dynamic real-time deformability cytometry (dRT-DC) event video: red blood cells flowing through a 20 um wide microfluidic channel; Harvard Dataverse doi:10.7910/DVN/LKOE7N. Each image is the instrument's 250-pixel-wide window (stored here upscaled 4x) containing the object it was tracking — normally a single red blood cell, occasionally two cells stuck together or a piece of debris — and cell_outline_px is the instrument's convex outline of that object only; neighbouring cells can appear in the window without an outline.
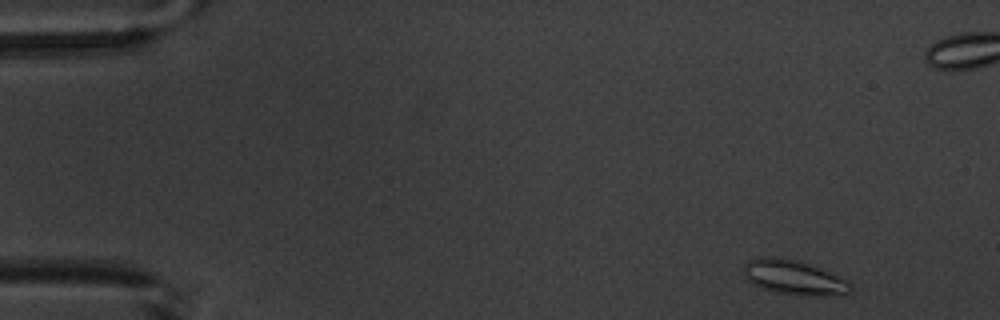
{"species": "common noctule bat (a hibernating species)", "species_latin": "Nyctalus noctula", "temperature_condition": "warm", "stored_images_in_passage": 6, "camera_frame_rate_fps": 3000, "um_per_image_px": 0.085, "animal": {"sex": "male", "body_mass_g": 20.1, "forearm_length_mm": 53.5}, "frame": {"image": 1, "passage_image": 1, "time_ms": 0.0, "image_size_px": [1000, 320], "cell_outline_px": [[852, 292], [844, 296], [804, 296], [776, 292], [752, 284], [744, 276], [744, 264], [748, 260], [756, 256], [772, 256], [796, 260], [820, 268], [848, 280], [852, 284]], "centroid_in_image_um": [67.52, 23.6], "position_along_channel_um": 17.5, "area_um2": 21.96}}
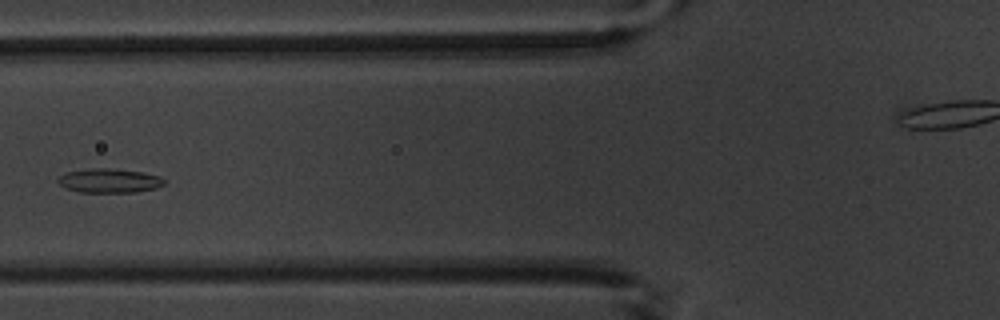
{"frame": {"image": 2, "passage_image": 6, "time_ms": 5.667, "image_size_px": [1000, 320], "cell_outline_px": [[164, 184], [156, 188], [136, 192], [80, 192], [64, 188], [56, 180], [64, 172], [92, 168], [112, 168], [140, 172], [160, 176], [164, 180]], "centroid_in_image_um": [9.25, 15.36], "position_along_channel_um": 116.5, "area_um2": 14.97}}